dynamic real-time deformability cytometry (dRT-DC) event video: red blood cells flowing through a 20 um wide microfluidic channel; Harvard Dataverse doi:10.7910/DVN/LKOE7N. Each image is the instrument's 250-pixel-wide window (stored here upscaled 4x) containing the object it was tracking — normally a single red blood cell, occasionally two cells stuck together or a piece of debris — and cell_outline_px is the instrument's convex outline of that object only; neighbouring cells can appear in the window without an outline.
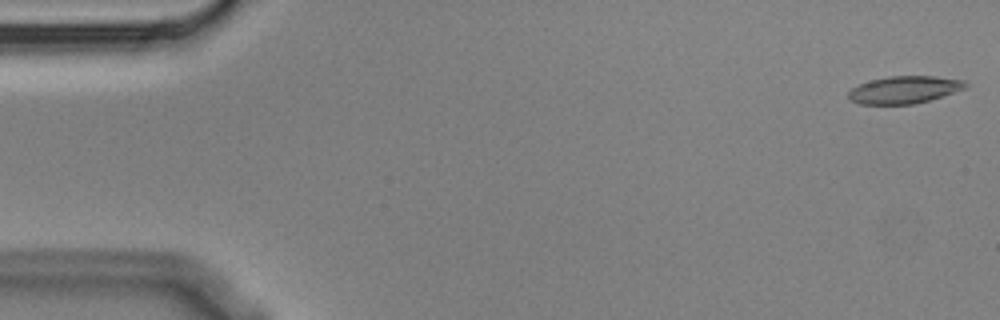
{"species": "Egyptian fruit bat (a non-hibernating species)", "species_latin": "Rousettus aegyptiacus", "temperature_condition": "cold", "stored_images_in_passage": 4, "camera_frame_rate_fps": 3000, "um_per_image_px": 0.085, "animal": {"sex": "male"}, "frame": {"image": 1, "passage_image": 1, "time_ms": 0.0, "image_size_px": [1000, 320], "cell_outline_px": [[968, 84], [964, 88], [916, 104], [860, 104], [852, 100], [848, 96], [848, 92], [852, 88], [860, 84], [872, 80], [888, 76], [936, 76], [964, 80]], "centroid_in_image_um": [76.85, 7.62], "position_along_channel_um": 8.1, "area_um2": 18.38}}